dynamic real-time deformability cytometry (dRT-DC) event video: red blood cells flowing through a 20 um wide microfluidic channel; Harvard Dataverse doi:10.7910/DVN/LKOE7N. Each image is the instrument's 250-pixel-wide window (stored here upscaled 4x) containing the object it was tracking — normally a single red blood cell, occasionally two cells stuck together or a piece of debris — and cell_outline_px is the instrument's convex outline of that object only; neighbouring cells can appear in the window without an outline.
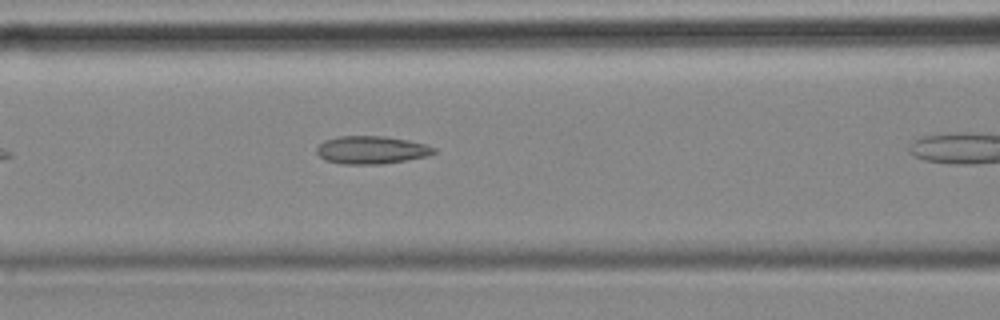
{"species": "common noctule bat (a hibernating species)", "species_latin": "Nyctalus noctula", "temperature_condition": "cold", "stored_images_in_passage": 13, "camera_frame_rate_fps": 3000, "um_per_image_px": 0.085, "animal": {"sex": "female", "body_mass_g": 18.4}, "frame": {"image": 1, "passage_image": 10, "time_ms": 3.0, "image_size_px": [1000, 320], "cell_outline_px": [[436, 152], [428, 156], [380, 164], [344, 164], [324, 160], [316, 152], [316, 148], [324, 140], [340, 136], [384, 136], [408, 140], [428, 144], [436, 148]], "centroid_in_image_um": [31.58, 12.74], "position_along_channel_um": 135.0, "area_um2": 19.07}}